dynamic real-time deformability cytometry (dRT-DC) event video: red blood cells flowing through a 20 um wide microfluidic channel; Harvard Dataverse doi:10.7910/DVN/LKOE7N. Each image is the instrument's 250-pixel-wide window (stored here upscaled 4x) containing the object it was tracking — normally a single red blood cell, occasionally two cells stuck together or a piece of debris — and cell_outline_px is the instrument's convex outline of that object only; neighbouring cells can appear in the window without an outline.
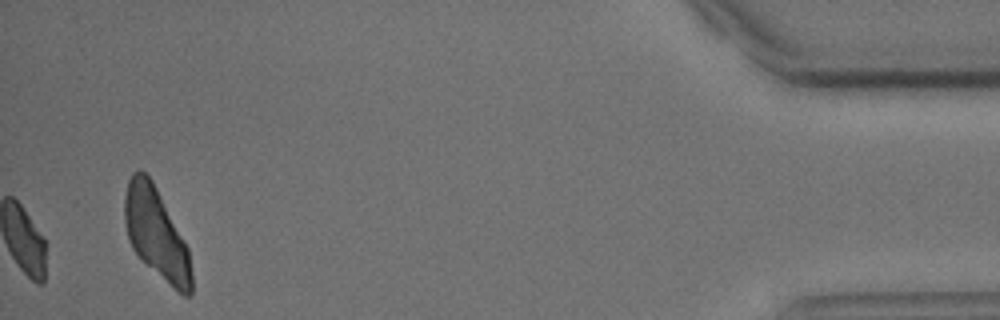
{"species": "common noctule bat (a hibernating species)", "species_latin": "Nyctalus noctula", "temperature_condition": "cold", "stored_images_in_passage": 39, "camera_frame_rate_fps": 3000, "um_per_image_px": 0.085, "animal": {"sex": "male", "body_mass_g": 15.6}, "frame": {"image": 1, "passage_image": 39, "time_ms": 12.667, "image_size_px": [1000, 320], "cell_outline_px": [[192, 292], [188, 296], [184, 296], [148, 264], [132, 248], [128, 240], [124, 224], [124, 196], [128, 180], [132, 172], [140, 168], [152, 180], [188, 248], [192, 272]], "centroid_in_image_um": [13.25, 19.79], "position_along_channel_um": 421.9, "area_um2": 34.62}, "authors_computed_cell_mechanics": {"area_um2": 20.4034, "velocity_mm_per_s": 3.6723, "shape_relaxation_time_tau1_ms": 1.9635, "shape_relaxation_time_tau2_ms": 5.3211, "deformation_change_tau1": 0.0693, "deformation_change_tau2": 0.0765}}